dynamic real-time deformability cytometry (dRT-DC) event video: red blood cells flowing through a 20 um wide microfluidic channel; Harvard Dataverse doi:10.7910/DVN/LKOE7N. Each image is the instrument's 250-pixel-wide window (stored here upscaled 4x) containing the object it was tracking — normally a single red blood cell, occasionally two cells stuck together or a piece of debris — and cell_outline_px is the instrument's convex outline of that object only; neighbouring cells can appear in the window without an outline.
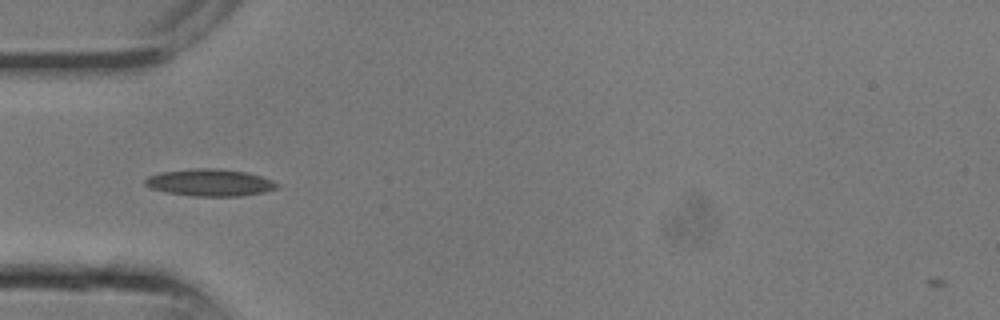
{"species": "common noctule bat (a hibernating species)", "species_latin": "Nyctalus noctula", "temperature_condition": "room temperature", "stored_images_in_passage": 10, "camera_frame_rate_fps": 3000, "um_per_image_px": 0.085, "animal": {"sex": "male", "body_mass_g": 13.3}, "frame": {"image": 1, "passage_image": 1, "time_ms": 0.0, "image_size_px": [1000, 320], "cell_outline_px": [[280, 184], [276, 188], [264, 192], [240, 196], [192, 196], [164, 192], [152, 188], [144, 184], [144, 180], [148, 176], [160, 172], [192, 168], [212, 168], [244, 172], [260, 176], [272, 180]], "centroid_in_image_um": [17.81, 15.52], "position_along_channel_um": 67.2, "area_um2": 20.75}}
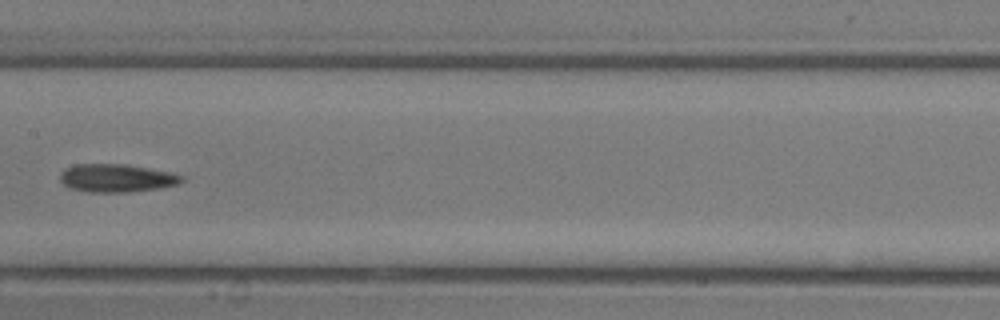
{"frame": {"image": 2, "passage_image": 6, "time_ms": 1.667, "image_size_px": [1000, 320], "cell_outline_px": [[184, 180], [180, 184], [160, 188], [128, 192], [88, 192], [72, 188], [64, 184], [60, 180], [60, 172], [64, 168], [76, 164], [124, 164], [172, 172], [184, 176]], "centroid_in_image_um": [9.94, 15.13], "position_along_channel_um": 197.5, "area_um2": 20.0}}
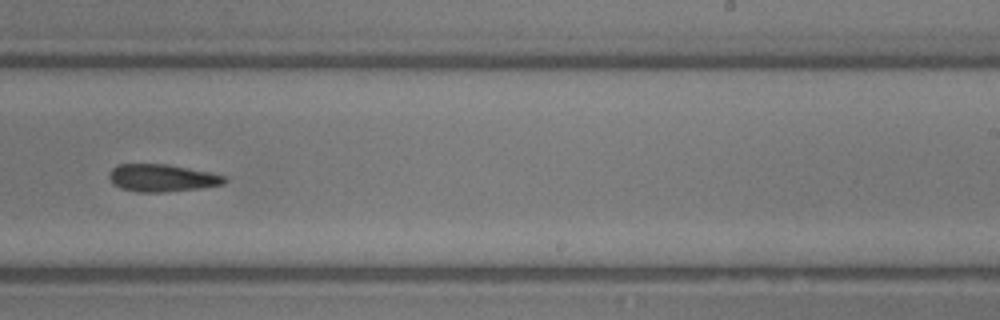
{"frame": {"image": 3, "passage_image": 9, "time_ms": 2.667, "image_size_px": [1000, 320], "cell_outline_px": [[228, 180], [224, 184], [200, 188], [164, 192], [136, 192], [120, 188], [112, 184], [108, 176], [112, 168], [120, 164], [168, 164], [228, 176]], "centroid_in_image_um": [13.77, 15.13], "position_along_channel_um": 275.2, "area_um2": 18.55}}